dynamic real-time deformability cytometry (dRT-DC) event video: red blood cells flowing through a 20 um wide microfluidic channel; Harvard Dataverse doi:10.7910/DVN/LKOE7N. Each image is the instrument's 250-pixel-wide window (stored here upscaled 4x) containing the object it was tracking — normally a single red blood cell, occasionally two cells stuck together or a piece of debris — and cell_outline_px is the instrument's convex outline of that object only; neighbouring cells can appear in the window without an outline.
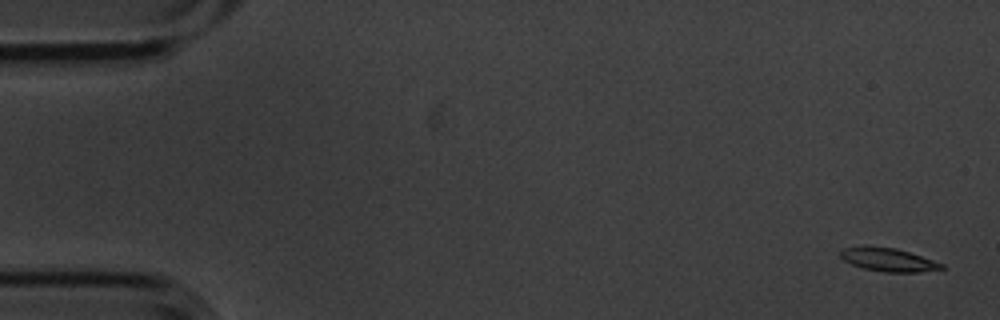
{"species": "common noctule bat (a hibernating species)", "species_latin": "Nyctalus noctula", "temperature_condition": "cold", "stored_images_in_passage": 6, "camera_frame_rate_fps": 3000, "um_per_image_px": 0.085, "animal": {"sex": "male", "body_mass_g": 20.1, "forearm_length_mm": 53.5}, "frame": {"image": 1, "passage_image": 1, "time_ms": 0.0, "image_size_px": [1000, 320], "cell_outline_px": [[944, 268], [920, 272], [884, 272], [864, 268], [852, 264], [844, 260], [840, 256], [840, 248], [864, 244], [896, 248], [944, 264]], "centroid_in_image_um": [75.42, 22.04], "position_along_channel_um": 9.6, "area_um2": 13.93}}